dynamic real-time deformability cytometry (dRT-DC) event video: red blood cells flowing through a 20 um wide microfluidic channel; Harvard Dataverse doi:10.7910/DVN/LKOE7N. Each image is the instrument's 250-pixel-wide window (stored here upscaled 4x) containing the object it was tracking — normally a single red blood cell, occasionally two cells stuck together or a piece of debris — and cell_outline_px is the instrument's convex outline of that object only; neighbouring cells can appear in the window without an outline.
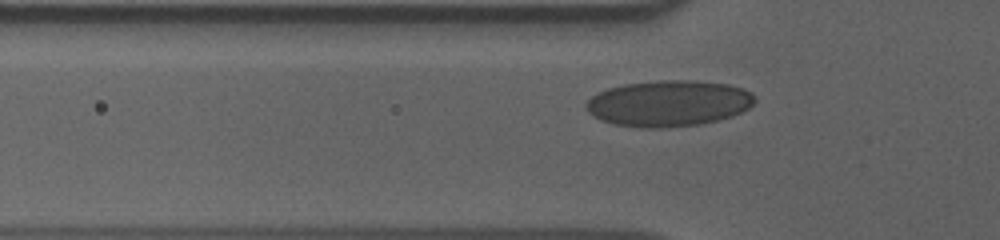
{"species": "human", "species_latin": "Homo sapiens", "temperature_condition": "cold", "stored_images_in_passage": 43, "camera_frame_rate_fps": 3000, "um_per_image_px": 0.085, "donor": {"sex": "male"}, "frame": {"image": 1, "passage_image": 11, "time_ms": 3.333, "image_size_px": [1000, 240], "cell_outline_px": [[756, 100], [748, 108], [732, 116], [700, 124], [668, 128], [640, 128], [616, 124], [600, 120], [592, 116], [584, 108], [584, 104], [592, 96], [608, 88], [624, 84], [660, 80], [692, 80], [728, 84], [752, 92], [756, 96]], "centroid_in_image_um": [56.81, 8.79], "position_along_channel_um": 69.0, "area_um2": 45.49}}
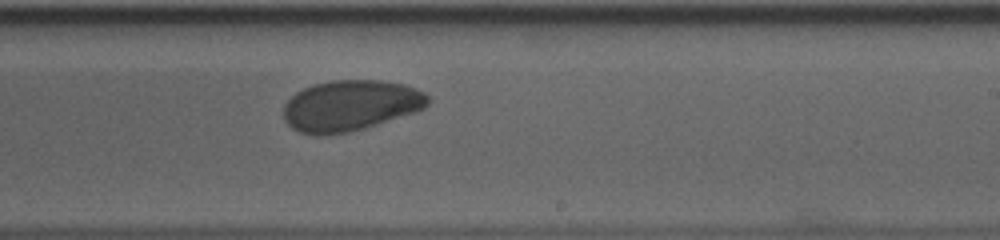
{"frame": {"image": 2, "passage_image": 27, "time_ms": 8.667, "image_size_px": [1000, 240], "cell_outline_px": [[428, 104], [424, 108], [416, 112], [364, 128], [348, 132], [320, 136], [316, 136], [300, 132], [292, 128], [284, 120], [284, 104], [296, 92], [312, 84], [332, 80], [380, 80], [404, 84], [416, 88], [424, 92], [428, 96]], "centroid_in_image_um": [29.78, 8.97], "position_along_channel_um": 259.2, "area_um2": 42.89}}
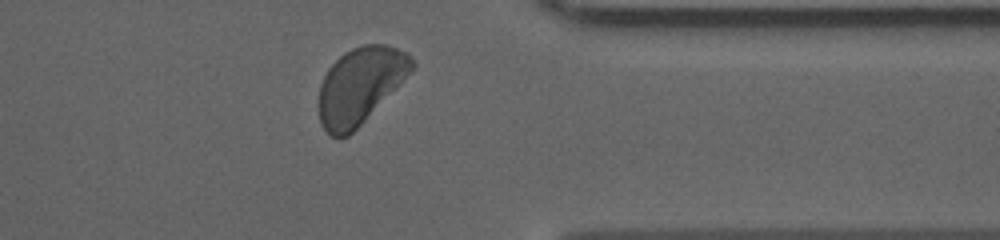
{"frame": {"image": 3, "passage_image": 38, "time_ms": 12.333, "image_size_px": [1000, 240], "cell_outline_px": [[416, 64], [364, 120], [348, 136], [340, 140], [332, 136], [320, 124], [320, 84], [328, 68], [344, 52], [352, 48], [364, 44], [384, 44], [396, 48], [404, 52]], "centroid_in_image_um": [30.55, 7.27], "position_along_channel_um": 380.8, "area_um2": 40.11}}